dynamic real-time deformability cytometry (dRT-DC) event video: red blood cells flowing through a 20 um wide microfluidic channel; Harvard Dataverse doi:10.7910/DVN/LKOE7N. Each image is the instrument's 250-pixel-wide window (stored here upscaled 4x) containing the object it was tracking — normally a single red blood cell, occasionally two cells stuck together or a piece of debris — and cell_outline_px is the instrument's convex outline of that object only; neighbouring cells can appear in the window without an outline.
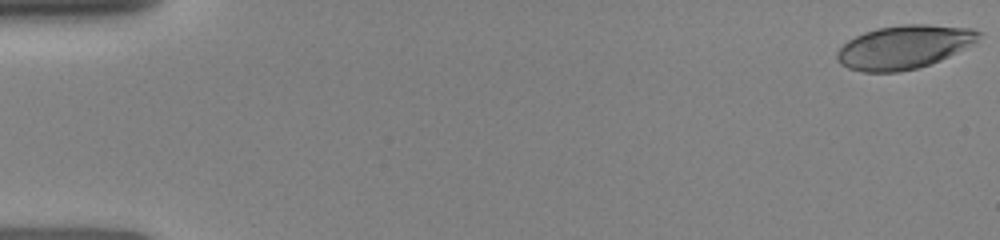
{"species": "human", "species_latin": "Homo sapiens", "temperature_condition": "room temperature", "stored_images_in_passage": 23, "camera_frame_rate_fps": 3000, "um_per_image_px": 0.085, "donor": {"sex": "female"}, "frame": {"image": 1, "passage_image": 1, "time_ms": 0.0, "image_size_px": [1000, 240], "cell_outline_px": [[980, 36], [976, 40], [948, 56], [940, 60], [916, 68], [900, 72], [864, 72], [848, 68], [840, 64], [836, 60], [836, 52], [848, 40], [864, 32], [880, 28], [904, 24], [928, 24], [972, 28], [980, 32]], "centroid_in_image_um": [76.78, 4.0], "position_along_channel_um": 8.2, "area_um2": 35.49}}
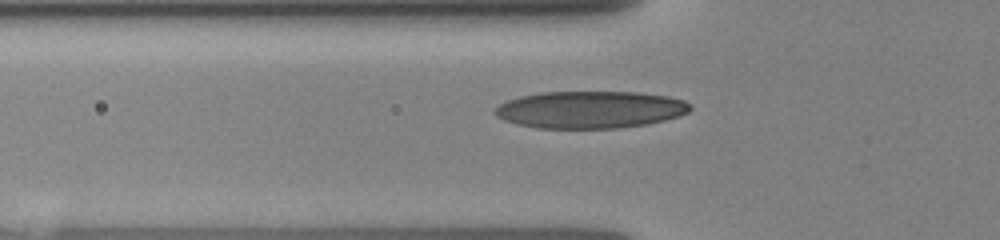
{"frame": {"image": 2, "passage_image": 19, "time_ms": 5.333, "image_size_px": [1000, 240], "cell_outline_px": [[692, 108], [688, 112], [664, 120], [648, 124], [620, 128], [540, 128], [516, 124], [504, 120], [496, 116], [492, 112], [500, 104], [508, 100], [520, 96], [540, 92], [636, 92], [668, 96], [684, 100], [692, 104]], "centroid_in_image_um": [50.16, 9.32], "position_along_channel_um": 75.6, "area_um2": 42.43}}
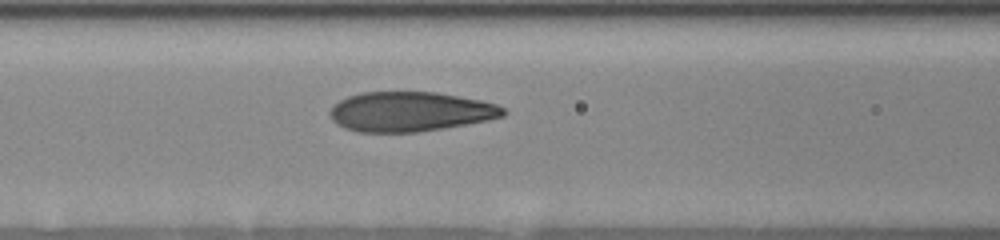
{"frame": {"image": 3, "passage_image": 23, "time_ms": 6.667, "image_size_px": [1000, 240], "cell_outline_px": [[508, 112], [504, 116], [488, 120], [416, 132], [360, 132], [344, 128], [336, 124], [332, 120], [328, 112], [332, 104], [348, 96], [360, 92], [436, 92], [480, 100], [496, 104], [504, 108]], "centroid_in_image_um": [34.82, 9.48], "position_along_channel_um": 131.8, "area_um2": 40.11}}